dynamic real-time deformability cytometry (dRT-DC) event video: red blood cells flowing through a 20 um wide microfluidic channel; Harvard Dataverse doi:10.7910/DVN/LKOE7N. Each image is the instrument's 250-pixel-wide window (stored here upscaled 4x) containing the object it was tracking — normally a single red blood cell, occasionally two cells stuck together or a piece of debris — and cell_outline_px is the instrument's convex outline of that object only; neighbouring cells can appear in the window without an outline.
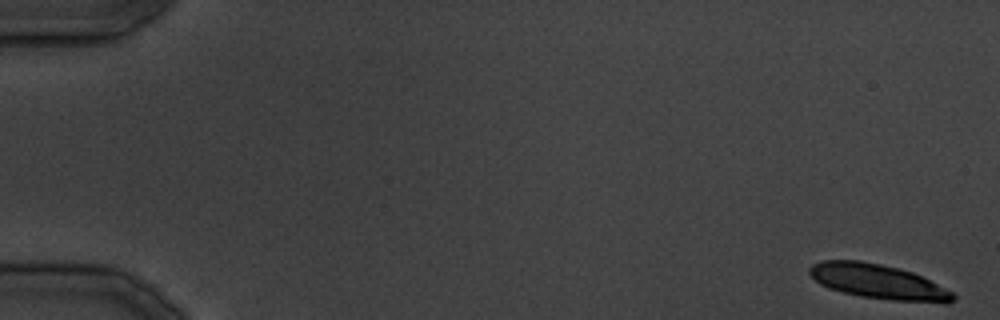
{"species": "common noctule bat (a hibernating species)", "species_latin": "Nyctalus noctula", "temperature_condition": "cold", "stored_images_in_passage": 12, "camera_frame_rate_fps": 3000, "um_per_image_px": 0.085, "animal": {"sex": "male", "body_mass_g": 19.5, "forearm_length_mm": 54.6}, "frame": {"image": 1, "passage_image": 1, "time_ms": 0.0, "image_size_px": [1000, 320], "cell_outline_px": [[956, 300], [948, 304], [944, 304], [892, 300], [860, 296], [828, 288], [820, 284], [808, 272], [808, 268], [812, 264], [820, 260], [860, 260], [900, 268], [912, 272], [952, 292], [956, 296]], "centroid_in_image_um": [74.66, 23.95], "position_along_channel_um": 10.3, "area_um2": 29.07}}